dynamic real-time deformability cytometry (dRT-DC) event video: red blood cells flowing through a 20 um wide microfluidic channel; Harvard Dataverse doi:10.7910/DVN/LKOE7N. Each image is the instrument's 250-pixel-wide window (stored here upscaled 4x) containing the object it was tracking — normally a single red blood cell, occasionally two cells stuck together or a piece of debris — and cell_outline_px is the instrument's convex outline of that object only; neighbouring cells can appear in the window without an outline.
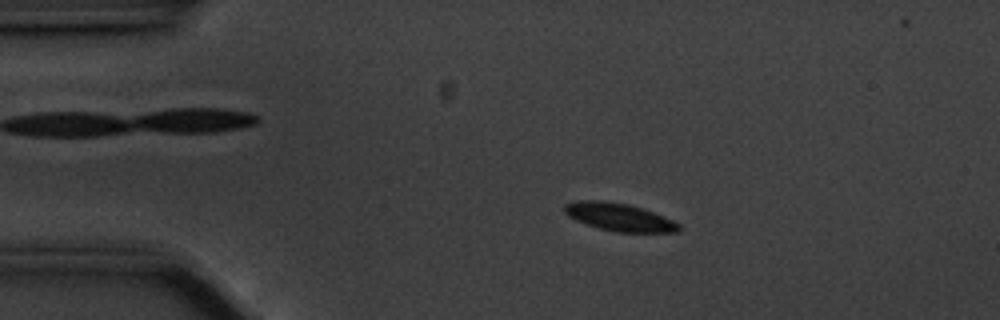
{"species": "common noctule bat (a hibernating species)", "species_latin": "Nyctalus noctula", "temperature_condition": "cold", "stored_images_in_passage": 57, "camera_frame_rate_fps": 3000, "um_per_image_px": 0.085, "animal": {"sex": "male", "body_mass_g": 20.1, "forearm_length_mm": 53.5}, "frame": {"image": 1, "passage_image": 11, "time_ms": 3.333, "image_size_px": [1000, 320], "cell_outline_px": [[680, 232], [616, 232], [600, 228], [576, 220], [568, 216], [564, 212], [564, 204], [576, 200], [604, 200], [628, 204], [652, 212], [672, 220], [680, 224]], "centroid_in_image_um": [52.6, 18.44], "position_along_channel_um": 32.4, "area_um2": 18.38}}
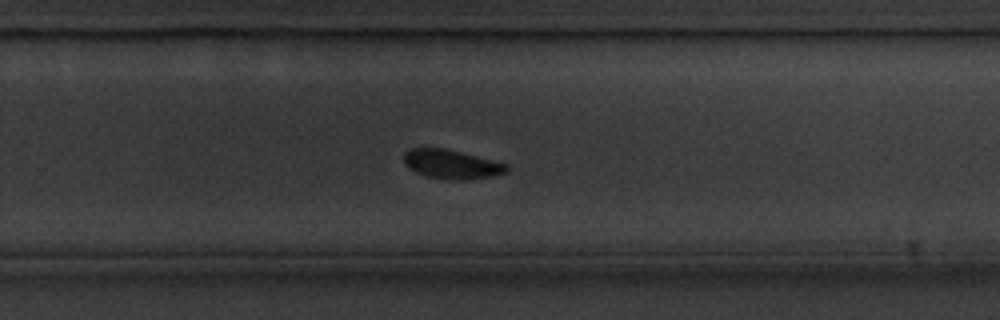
{"frame": {"image": 2, "passage_image": 37, "time_ms": 12.0, "image_size_px": [1000, 320], "cell_outline_px": [[508, 172], [492, 176], [424, 176], [408, 168], [404, 164], [404, 152], [412, 148], [444, 148], [508, 164]], "centroid_in_image_um": [38.32, 13.89], "position_along_channel_um": 291.5, "area_um2": 16.24}}
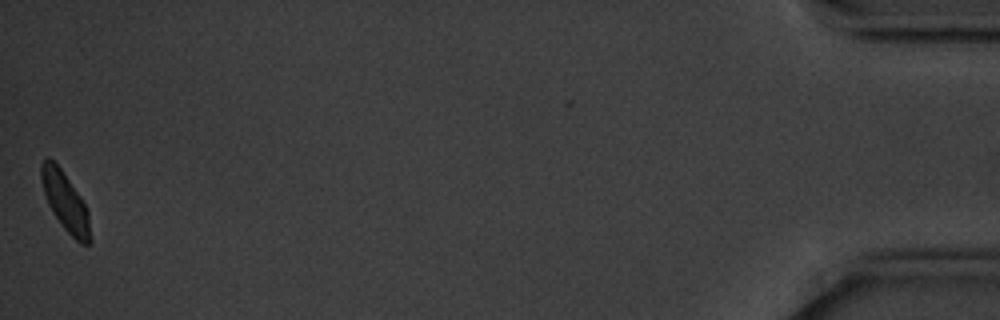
{"frame": {"image": 3, "passage_image": 57, "time_ms": 18.667, "image_size_px": [1000, 320], "cell_outline_px": [[92, 240], [88, 244], [80, 244], [60, 224], [52, 212], [48, 204], [44, 192], [40, 176], [40, 164], [48, 156], [60, 168], [80, 196], [88, 212]], "centroid_in_image_um": [5.55, 17.17], "position_along_channel_um": 429.7, "area_um2": 16.65}, "authors_computed_cell_mechanics": {"area_um2": 17.918, "velocity_mm_per_s": 3.4909, "shape_relaxation_time_tau1_ms": 1.4321, "shape_relaxation_time_tau2_ms": null, "deformation_change_tau1": 0.0772, "deformation_change_tau2": null}}